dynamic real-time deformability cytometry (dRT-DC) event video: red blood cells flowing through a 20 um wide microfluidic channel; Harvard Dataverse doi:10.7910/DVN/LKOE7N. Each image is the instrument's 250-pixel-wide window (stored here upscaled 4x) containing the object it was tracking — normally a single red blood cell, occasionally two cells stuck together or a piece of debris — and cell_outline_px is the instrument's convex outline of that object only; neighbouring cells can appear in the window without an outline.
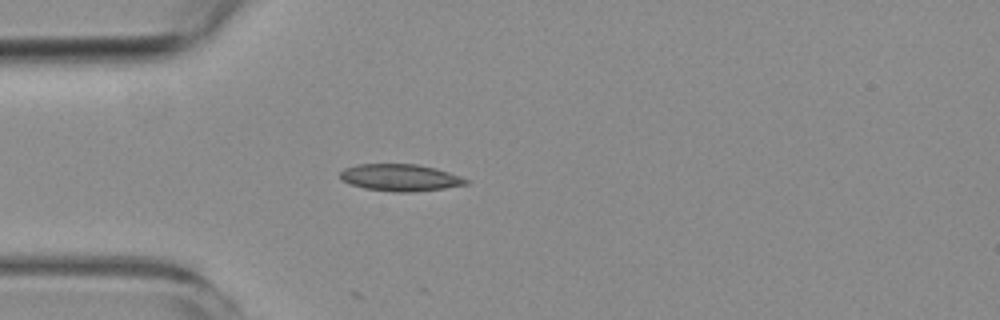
{"species": "common noctule bat (a hibernating species)", "species_latin": "Nyctalus noctula", "temperature_condition": "room temperature", "stored_images_in_passage": 3, "camera_frame_rate_fps": 3000, "um_per_image_px": 0.085, "animal": {"sex": "female", "body_mass_g": 19.3, "forearm_length_mm": 54.1}, "frame": {"image": 1, "passage_image": 3, "time_ms": 2.333, "image_size_px": [1000, 320], "cell_outline_px": [[468, 184], [444, 188], [412, 192], [392, 192], [364, 188], [340, 180], [340, 172], [344, 168], [356, 164], [416, 164], [436, 168], [460, 176], [468, 180]], "centroid_in_image_um": [33.99, 15.09], "position_along_channel_um": 51.0, "area_um2": 19.77}}